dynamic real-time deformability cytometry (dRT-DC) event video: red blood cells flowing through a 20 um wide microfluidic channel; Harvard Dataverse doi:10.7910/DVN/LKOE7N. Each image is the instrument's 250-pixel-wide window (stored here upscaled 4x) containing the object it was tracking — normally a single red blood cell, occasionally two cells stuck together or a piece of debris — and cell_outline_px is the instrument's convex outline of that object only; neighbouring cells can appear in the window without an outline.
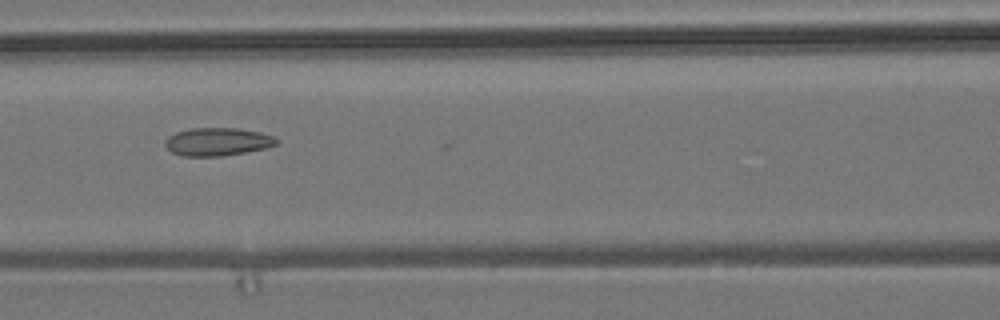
{"species": "common noctule bat (a hibernating species)", "species_latin": "Nyctalus noctula", "temperature_condition": "room temperature", "stored_images_in_passage": 9, "camera_frame_rate_fps": 3000, "um_per_image_px": 0.085, "animal": {"sex": "male", "body_mass_g": 19.2, "forearm_length_mm": 51.8}, "frame": {"image": 1, "passage_image": 6, "time_ms": 6.0, "image_size_px": [1000, 320], "cell_outline_px": [[280, 140], [276, 144], [264, 148], [244, 152], [220, 156], [184, 156], [172, 152], [164, 144], [164, 140], [168, 136], [176, 132], [192, 128], [236, 128], [260, 132], [272, 136]], "centroid_in_image_um": [18.46, 12.04], "position_along_channel_um": 148.1, "area_um2": 18.03}}
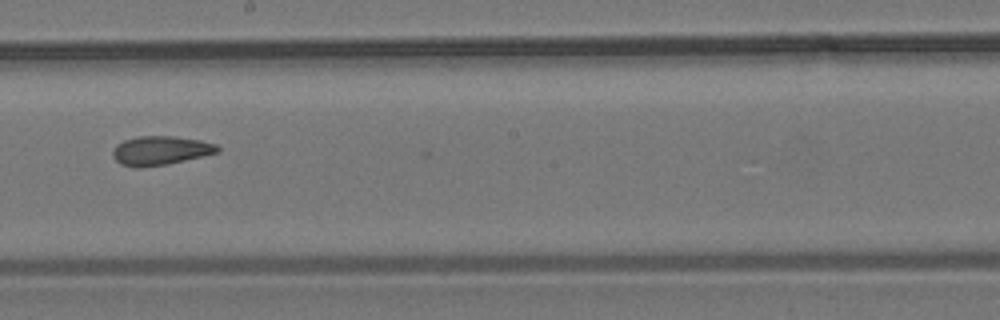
{"frame": {"image": 2, "passage_image": 8, "time_ms": 8.333, "image_size_px": [1000, 320], "cell_outline_px": [[220, 152], [168, 164], [140, 168], [136, 168], [120, 164], [112, 156], [112, 152], [116, 144], [124, 140], [136, 136], [172, 136], [200, 140], [216, 144], [220, 148]], "centroid_in_image_um": [13.62, 12.8], "position_along_channel_um": 234.6, "area_um2": 17.86}}
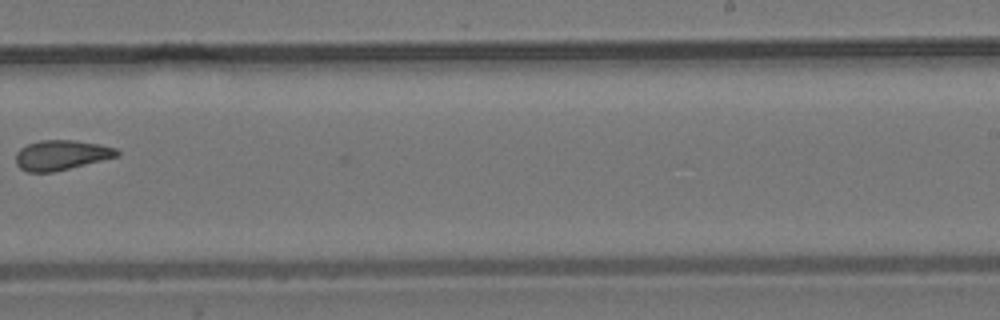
{"frame": {"image": 3, "passage_image": 9, "time_ms": 9.667, "image_size_px": [1000, 320], "cell_outline_px": [[120, 156], [52, 172], [28, 172], [20, 168], [16, 164], [16, 152], [20, 148], [28, 144], [40, 140], [76, 140], [100, 144], [116, 148], [120, 152]], "centroid_in_image_um": [5.22, 13.17], "position_along_channel_um": 283.8, "area_um2": 17.69}}